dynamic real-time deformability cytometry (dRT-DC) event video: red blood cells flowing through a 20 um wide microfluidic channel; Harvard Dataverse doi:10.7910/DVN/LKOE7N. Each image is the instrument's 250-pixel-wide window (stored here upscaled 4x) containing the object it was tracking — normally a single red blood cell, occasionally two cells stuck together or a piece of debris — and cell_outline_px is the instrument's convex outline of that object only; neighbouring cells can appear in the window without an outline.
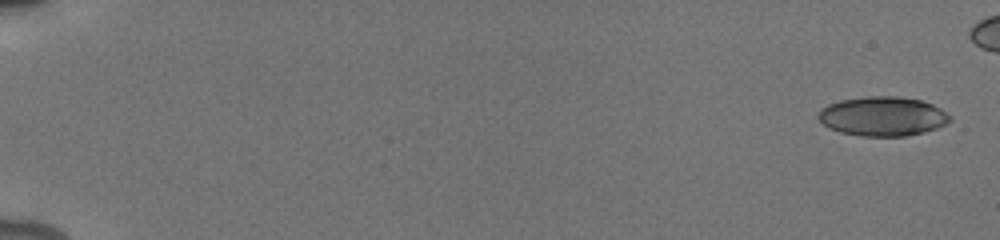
{"species": "human", "species_latin": "Homo sapiens", "temperature_condition": "cold", "stored_images_in_passage": 9, "camera_frame_rate_fps": 3000, "um_per_image_px": 0.085, "donor": {"sex": "male"}, "frame": {"image": 1, "passage_image": 1, "time_ms": 0.0, "image_size_px": [1000, 240], "cell_outline_px": [[952, 120], [936, 128], [924, 132], [904, 136], [860, 136], [840, 132], [828, 128], [816, 116], [820, 108], [828, 104], [840, 100], [868, 96], [900, 96], [920, 100], [932, 104], [940, 108], [952, 116]], "centroid_in_image_um": [75.01, 9.88], "position_along_channel_um": 10.0, "area_um2": 30.35}}